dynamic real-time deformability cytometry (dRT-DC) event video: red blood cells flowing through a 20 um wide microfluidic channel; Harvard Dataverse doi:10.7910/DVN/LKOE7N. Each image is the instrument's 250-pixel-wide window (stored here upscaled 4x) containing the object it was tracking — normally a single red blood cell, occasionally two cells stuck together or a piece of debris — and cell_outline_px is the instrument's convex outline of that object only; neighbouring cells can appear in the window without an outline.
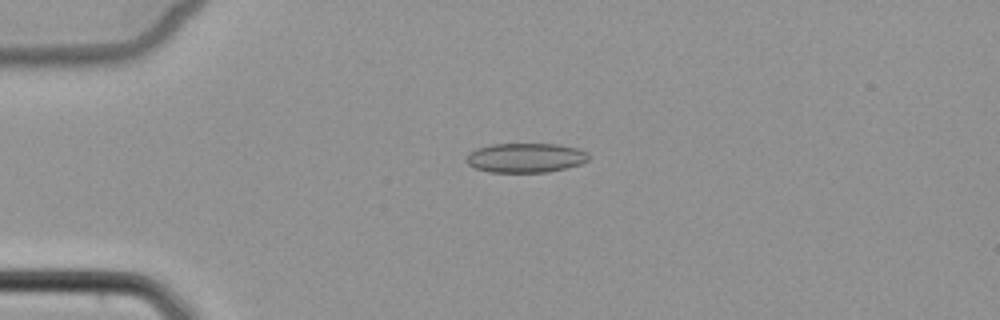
{"species": "common noctule bat (a hibernating species)", "species_latin": "Nyctalus noctula", "temperature_condition": "cold", "stored_images_in_passage": 6, "camera_frame_rate_fps": 3000, "um_per_image_px": 0.085, "animal": {"sex": "female", "body_mass_g": 22.7, "forearm_length_mm": 54.2}, "frame": {"image": 1, "passage_image": 4, "time_ms": 3.667, "image_size_px": [1000, 320], "cell_outline_px": [[588, 160], [580, 164], [548, 172], [488, 172], [472, 168], [464, 160], [476, 148], [492, 144], [556, 144], [580, 148], [588, 152]], "centroid_in_image_um": [44.66, 13.41], "position_along_channel_um": 40.3, "area_um2": 21.1}}
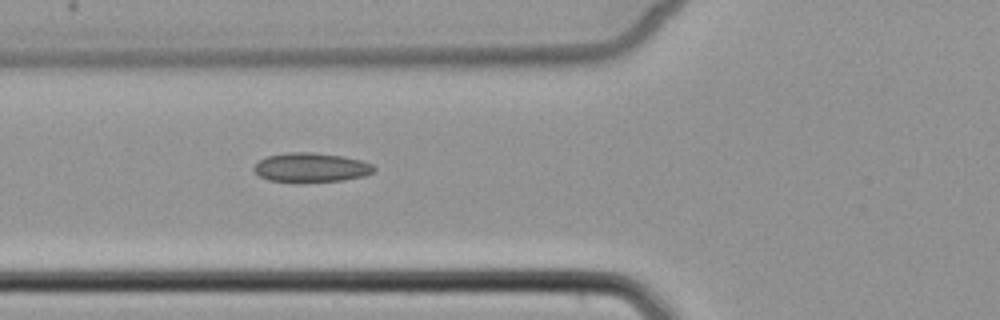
{"frame": {"image": 2, "passage_image": 6, "time_ms": 6.0, "image_size_px": [1000, 320], "cell_outline_px": [[376, 168], [372, 172], [364, 176], [344, 180], [300, 184], [268, 180], [260, 176], [252, 168], [260, 160], [268, 156], [288, 152], [312, 152], [344, 156], [360, 160], [372, 164]], "centroid_in_image_um": [26.43, 14.26], "position_along_channel_um": 99.4, "area_um2": 20.92}}